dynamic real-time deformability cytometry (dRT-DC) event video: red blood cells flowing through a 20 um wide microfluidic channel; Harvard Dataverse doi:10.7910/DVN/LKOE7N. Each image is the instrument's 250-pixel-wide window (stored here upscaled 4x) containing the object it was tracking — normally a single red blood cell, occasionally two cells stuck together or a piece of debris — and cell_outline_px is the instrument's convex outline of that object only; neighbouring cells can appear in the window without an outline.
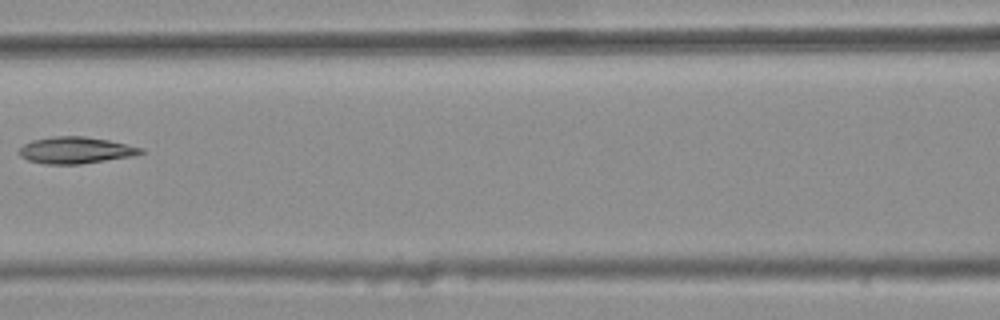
{"species": "common noctule bat (a hibernating species)", "species_latin": "Nyctalus noctula", "temperature_condition": "warm", "stored_images_in_passage": 3, "camera_frame_rate_fps": 3000, "um_per_image_px": 0.085, "animal": {"sex": "female", "body_mass_g": 25.1}, "frame": {"image": 1, "passage_image": 3, "time_ms": 0.667, "image_size_px": [1000, 320], "cell_outline_px": [[144, 152], [132, 156], [80, 164], [44, 164], [28, 160], [20, 156], [16, 152], [24, 144], [32, 140], [52, 136], [84, 136], [108, 140], [144, 148]], "centroid_in_image_um": [6.39, 12.76], "position_along_channel_um": 160.2, "area_um2": 18.9}}